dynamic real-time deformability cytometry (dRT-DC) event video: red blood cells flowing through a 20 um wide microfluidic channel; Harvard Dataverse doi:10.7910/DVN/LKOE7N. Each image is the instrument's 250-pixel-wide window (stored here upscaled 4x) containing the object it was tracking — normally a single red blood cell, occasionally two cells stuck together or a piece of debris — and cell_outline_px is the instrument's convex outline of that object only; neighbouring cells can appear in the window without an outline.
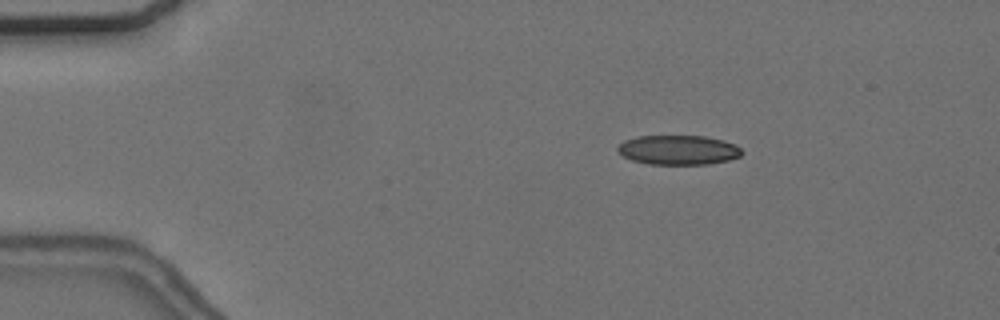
{"species": "common noctule bat (a hibernating species)", "species_latin": "Nyctalus noctula", "temperature_condition": "cold", "stored_images_in_passage": 56, "camera_frame_rate_fps": 3000, "um_per_image_px": 0.085, "animal": {"sex": "female", "body_mass_g": 24.6, "forearm_length_mm": 56.2}, "frame": {"image": 1, "passage_image": 10, "time_ms": 3.0, "image_size_px": [1000, 320], "cell_outline_px": [[744, 152], [740, 156], [728, 160], [708, 164], [648, 164], [632, 160], [624, 156], [616, 148], [624, 140], [640, 136], [704, 136], [724, 140], [736, 144]], "centroid_in_image_um": [57.69, 12.74], "position_along_channel_um": 27.3, "area_um2": 21.33}}
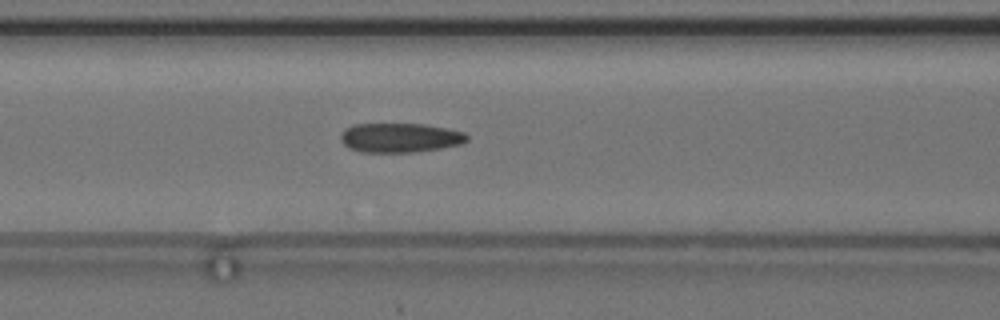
{"frame": {"image": 2, "passage_image": 24, "time_ms": 7.667, "image_size_px": [1000, 320], "cell_outline_px": [[468, 140], [460, 144], [440, 148], [412, 152], [360, 152], [348, 148], [340, 140], [340, 136], [344, 128], [352, 124], [424, 124], [464, 132], [468, 136]], "centroid_in_image_um": [33.95, 11.7], "position_along_channel_um": 132.7, "area_um2": 21.62}}
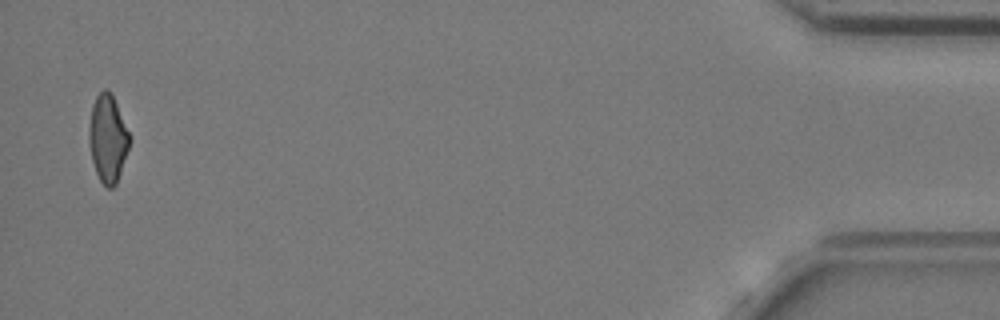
{"frame": {"image": 3, "passage_image": 55, "time_ms": 18.0, "image_size_px": [1000, 320], "cell_outline_px": [[132, 140], [116, 184], [112, 188], [108, 188], [100, 180], [96, 172], [92, 160], [88, 140], [88, 132], [92, 104], [96, 96], [104, 88], [108, 88], [112, 92], [132, 136]], "centroid_in_image_um": [9.19, 11.72], "position_along_channel_um": 426.0, "area_um2": 21.15}, "authors_computed_cell_mechanics": {"area_um2": 21.5594, "velocity_mm_per_s": 3.6905, "shape_relaxation_time_tau1_ms": null, "shape_relaxation_time_tau2_ms": 3.0808, "deformation_change_tau1": null, "deformation_change_tau2": 0.1137}}